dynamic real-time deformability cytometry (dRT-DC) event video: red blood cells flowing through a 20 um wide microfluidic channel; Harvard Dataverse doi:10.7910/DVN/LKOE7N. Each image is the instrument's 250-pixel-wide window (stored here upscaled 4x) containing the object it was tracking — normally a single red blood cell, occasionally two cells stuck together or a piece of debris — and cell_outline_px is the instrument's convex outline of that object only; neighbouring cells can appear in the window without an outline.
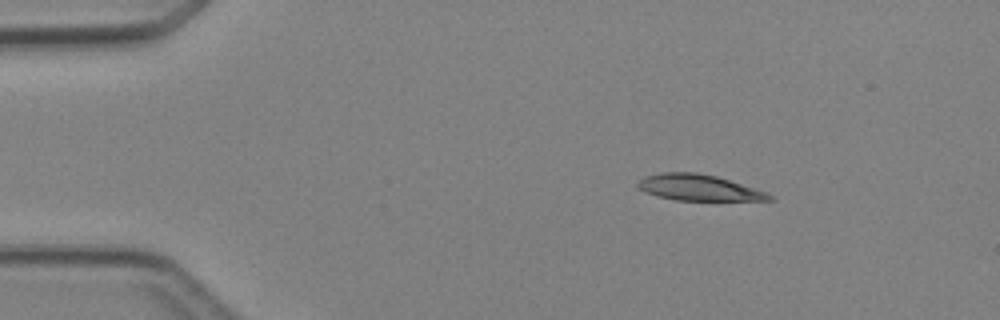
{"species": "Egyptian fruit bat (a non-hibernating species)", "species_latin": "Rousettus aegyptiacus", "temperature_condition": "cold", "stored_images_in_passage": 3, "camera_frame_rate_fps": 3000, "um_per_image_px": 0.085, "animal": {"sex": "female"}, "frame": {"image": 1, "passage_image": 1, "time_ms": 0.0, "image_size_px": [1000, 320], "cell_outline_px": [[776, 200], [676, 200], [656, 196], [636, 188], [636, 184], [644, 176], [660, 172], [696, 172], [716, 176], [768, 192], [776, 196]], "centroid_in_image_um": [59.39, 15.95], "position_along_channel_um": 25.6, "area_um2": 20.11}}
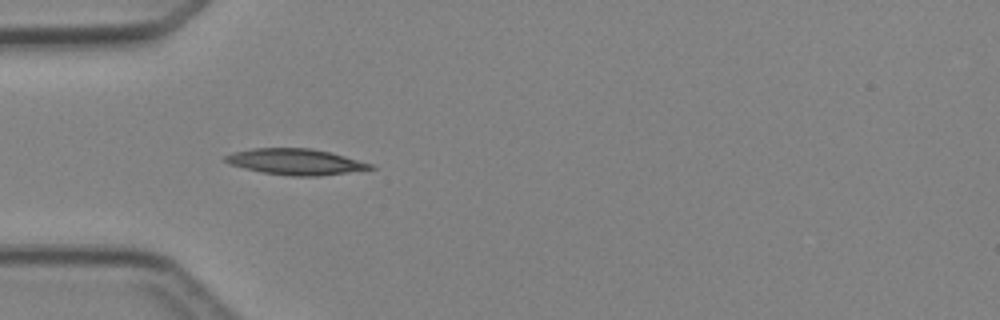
{"frame": {"image": 2, "passage_image": 3, "time_ms": 2.333, "image_size_px": [1000, 320], "cell_outline_px": [[376, 168], [320, 176], [292, 176], [264, 172], [244, 168], [228, 164], [224, 160], [224, 156], [232, 152], [252, 148], [312, 148], [376, 164]], "centroid_in_image_um": [25.13, 13.74], "position_along_channel_um": 59.9, "area_um2": 21.96}}